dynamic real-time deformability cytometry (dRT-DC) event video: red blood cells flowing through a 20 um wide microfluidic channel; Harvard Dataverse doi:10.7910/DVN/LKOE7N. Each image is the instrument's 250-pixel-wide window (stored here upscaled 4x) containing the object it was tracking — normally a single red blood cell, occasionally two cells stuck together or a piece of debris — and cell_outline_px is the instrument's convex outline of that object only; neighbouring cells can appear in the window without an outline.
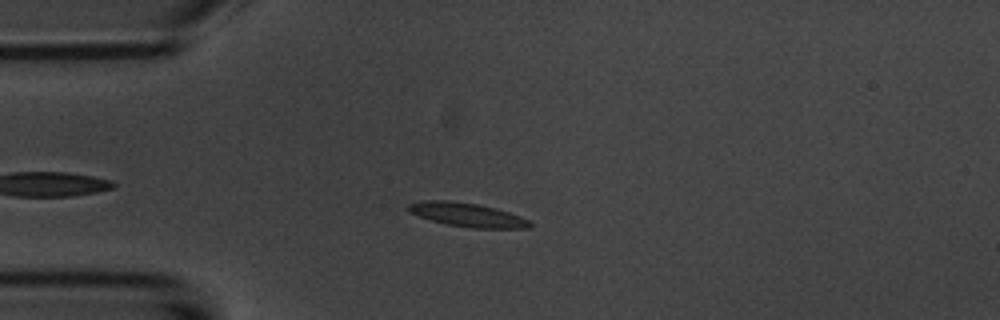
{"species": "common noctule bat (a hibernating species)", "species_latin": "Nyctalus noctula", "temperature_condition": "room temperature", "stored_images_in_passage": 38, "camera_frame_rate_fps": 3000, "um_per_image_px": 0.085, "animal": {"sex": "male", "body_mass_g": 20.1, "forearm_length_mm": 53.5}, "frame": {"image": 1, "passage_image": 7, "time_ms": 2.0, "image_size_px": [1000, 320], "cell_outline_px": [[532, 228], [472, 228], [448, 224], [432, 220], [408, 212], [408, 204], [424, 200], [448, 200], [476, 204], [496, 208], [520, 216], [528, 220], [532, 224]], "centroid_in_image_um": [39.73, 18.25], "position_along_channel_um": 45.3, "area_um2": 16.7}}
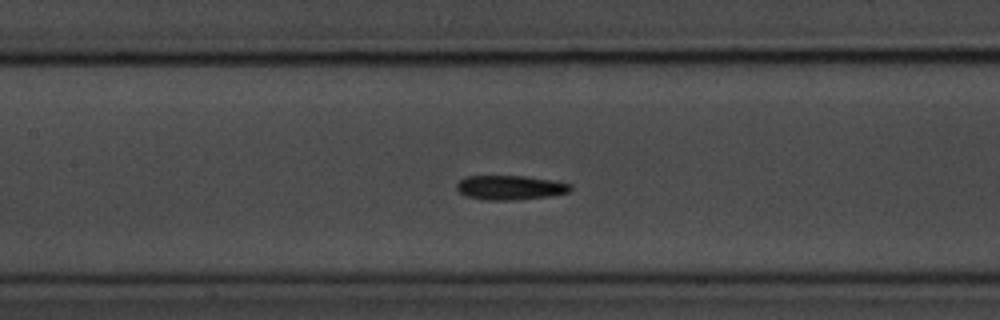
{"frame": {"image": 2, "passage_image": 18, "time_ms": 5.667, "image_size_px": [1000, 320], "cell_outline_px": [[572, 188], [568, 192], [552, 196], [516, 200], [484, 200], [464, 196], [456, 188], [456, 184], [460, 180], [468, 176], [524, 176], [552, 180], [572, 184]], "centroid_in_image_um": [43.36, 15.95], "position_along_channel_um": 164.0, "area_um2": 16.3}}
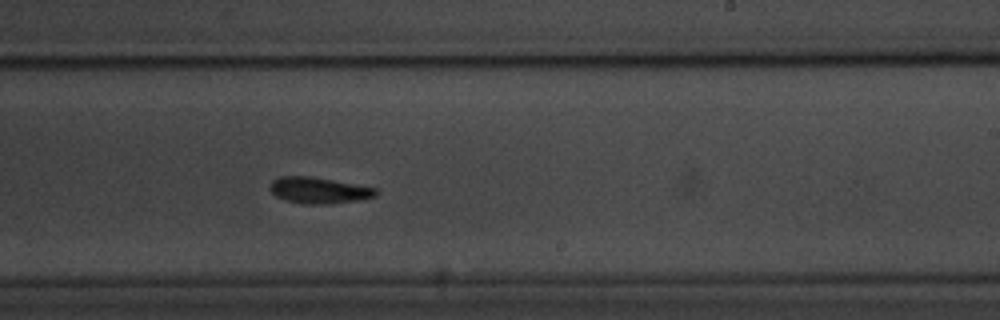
{"frame": {"image": 3, "passage_image": 26, "time_ms": 8.333, "image_size_px": [1000, 320], "cell_outline_px": [[380, 192], [376, 196], [356, 200], [324, 204], [304, 204], [284, 200], [276, 196], [268, 188], [272, 180], [280, 176], [308, 176], [332, 180], [376, 188]], "centroid_in_image_um": [27.06, 16.18], "position_along_channel_um": 261.9, "area_um2": 16.07}, "authors_computed_cell_mechanics": {"area_um2": 16.2996, "velocity_mm_per_s": 3.6835, "shape_relaxation_time_tau1_ms": 4.2677, "shape_relaxation_time_tau2_ms": 8.8021, "deformation_change_tau1": 0.1499, "deformation_change_tau2": 0.1567}}